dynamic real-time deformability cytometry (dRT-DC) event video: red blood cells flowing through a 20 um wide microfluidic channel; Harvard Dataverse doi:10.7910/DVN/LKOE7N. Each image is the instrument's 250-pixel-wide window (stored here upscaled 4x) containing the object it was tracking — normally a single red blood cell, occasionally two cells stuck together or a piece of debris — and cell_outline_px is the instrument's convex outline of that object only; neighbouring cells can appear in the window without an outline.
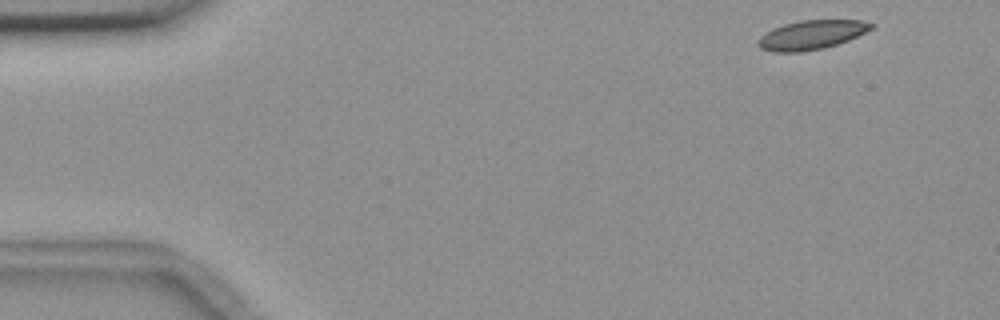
{"species": "common noctule bat (a hibernating species)", "species_latin": "Nyctalus noctula", "temperature_condition": "room temperature", "stored_images_in_passage": 7, "camera_frame_rate_fps": 3000, "um_per_image_px": 0.085, "animal": {"sex": "female", "body_mass_g": 18.4}, "frame": {"image": 1, "passage_image": 1, "time_ms": 0.0, "image_size_px": [1000, 320], "cell_outline_px": [[876, 24], [872, 28], [848, 40], [824, 48], [800, 52], [772, 52], [760, 48], [756, 44], [756, 40], [760, 36], [772, 28], [784, 24], [800, 20], [860, 20]], "centroid_in_image_um": [68.92, 2.96], "position_along_channel_um": 16.1, "area_um2": 19.25}}
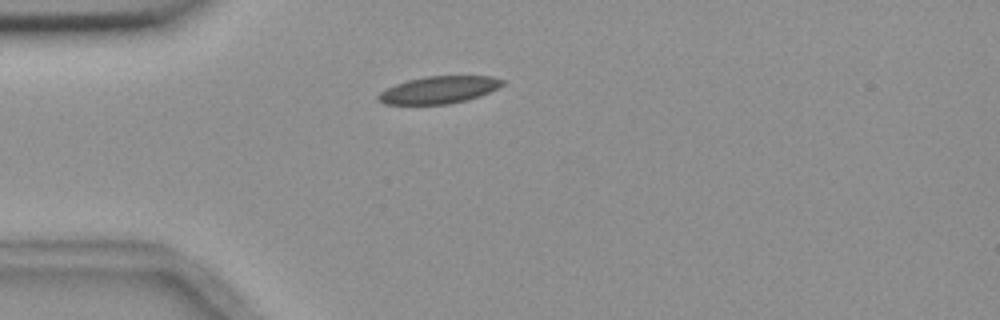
{"frame": {"image": 2, "passage_image": 4, "time_ms": 3.333, "image_size_px": [1000, 320], "cell_outline_px": [[504, 84], [480, 96], [448, 104], [384, 104], [376, 100], [376, 96], [380, 92], [396, 84], [408, 80], [424, 76], [492, 76], [504, 80]], "centroid_in_image_um": [37.27, 7.63], "position_along_channel_um": 47.7, "area_um2": 19.59}}
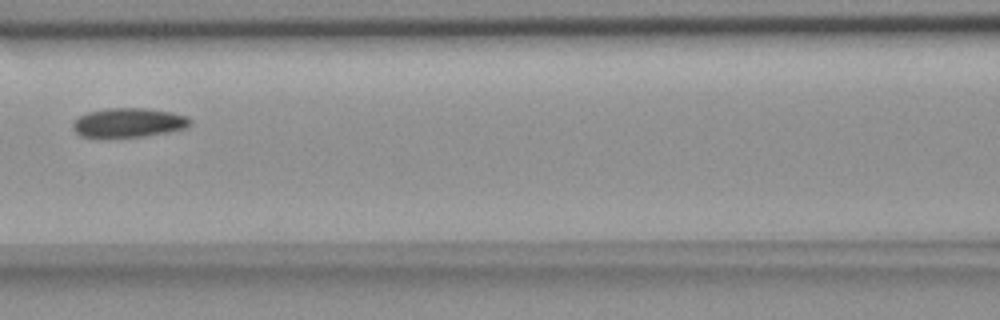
{"frame": {"image": 3, "passage_image": 7, "time_ms": 6.667, "image_size_px": [1000, 320], "cell_outline_px": [[192, 124], [188, 128], [168, 132], [144, 136], [100, 140], [80, 136], [72, 128], [72, 124], [80, 116], [88, 112], [108, 108], [144, 108], [168, 112], [188, 116], [192, 120]], "centroid_in_image_um": [10.9, 10.47], "position_along_channel_um": 155.7, "area_um2": 20.63}}